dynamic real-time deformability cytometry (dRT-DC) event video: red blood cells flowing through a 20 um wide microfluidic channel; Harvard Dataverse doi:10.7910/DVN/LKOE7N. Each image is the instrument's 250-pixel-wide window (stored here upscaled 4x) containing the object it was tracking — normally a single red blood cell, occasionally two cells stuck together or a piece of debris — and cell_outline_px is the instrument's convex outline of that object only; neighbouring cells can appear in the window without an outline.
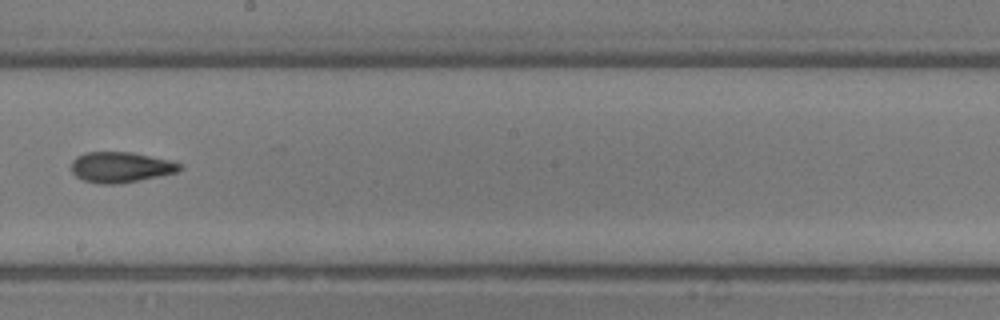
{"species": "common noctule bat (a hibernating species)", "species_latin": "Nyctalus noctula", "temperature_condition": "room temperature", "stored_images_in_passage": 27, "camera_frame_rate_fps": 3000, "um_per_image_px": 0.085, "animal": {"sex": "male", "body_mass_g": 13.3}, "frame": {"image": 1, "passage_image": 15, "time_ms": 4.667, "image_size_px": [1000, 320], "cell_outline_px": [[184, 168], [176, 172], [160, 176], [116, 184], [100, 184], [84, 180], [76, 176], [72, 172], [72, 160], [76, 156], [84, 152], [132, 152], [168, 160], [184, 164]], "centroid_in_image_um": [10.26, 14.2], "position_along_channel_um": 237.9, "area_um2": 19.31}}
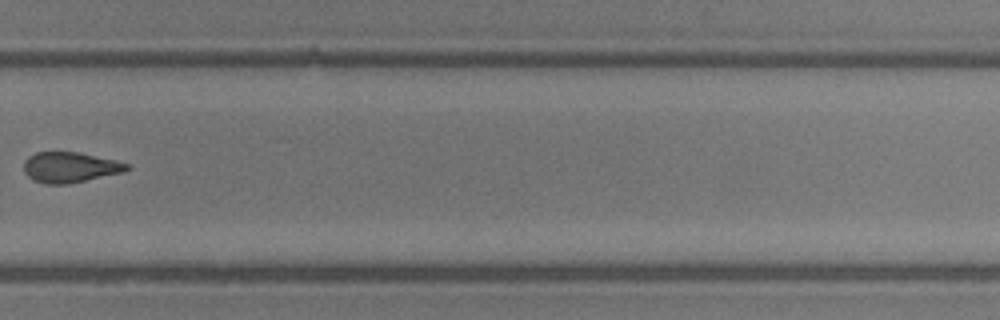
{"frame": {"image": 2, "passage_image": 19, "time_ms": 6.0, "image_size_px": [1000, 320], "cell_outline_px": [[132, 168], [124, 172], [68, 184], [44, 184], [32, 180], [24, 172], [24, 160], [28, 156], [36, 152], [80, 152], [116, 160], [128, 164]], "centroid_in_image_um": [5.95, 14.22], "position_along_channel_um": 323.9, "area_um2": 18.5}}